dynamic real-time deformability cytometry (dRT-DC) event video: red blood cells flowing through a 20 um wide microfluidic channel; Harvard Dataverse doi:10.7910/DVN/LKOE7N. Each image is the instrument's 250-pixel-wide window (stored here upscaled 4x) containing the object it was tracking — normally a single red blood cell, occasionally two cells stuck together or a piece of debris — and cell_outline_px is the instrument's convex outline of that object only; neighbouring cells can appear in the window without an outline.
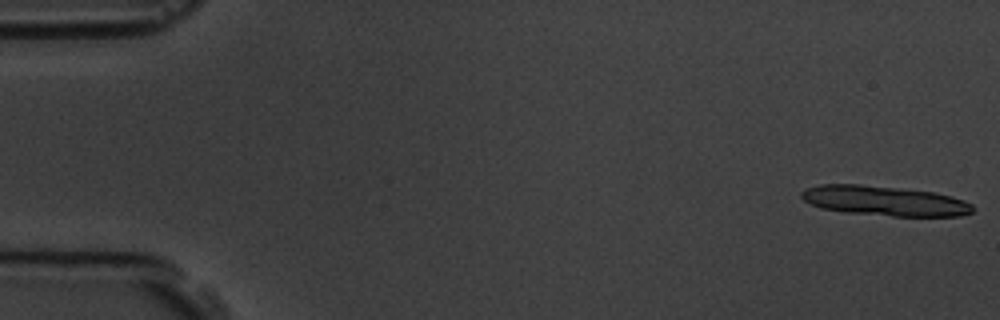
{"species": "common noctule bat (a hibernating species)", "species_latin": "Nyctalus noctula", "temperature_condition": "room temperature", "stored_images_in_passage": 10, "camera_frame_rate_fps": 3000, "um_per_image_px": 0.085, "animal": {"sex": "male", "body_mass_g": 19.5, "forearm_length_mm": 54.6}, "frame": {"image": 1, "passage_image": 1, "time_ms": 0.0, "image_size_px": [1000, 320], "cell_outline_px": [[972, 212], [960, 216], [892, 216], [848, 212], [820, 208], [804, 200], [800, 196], [800, 192], [804, 188], [820, 184], [860, 184], [932, 192], [952, 196], [964, 200], [972, 204]], "centroid_in_image_um": [75.15, 17.06], "position_along_channel_um": 9.8, "area_um2": 29.65}}
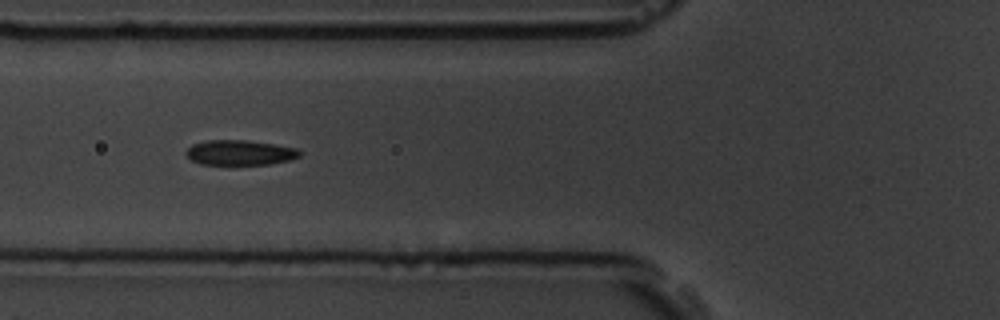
{"frame": {"image": 2, "passage_image": 7, "time_ms": 7.0, "image_size_px": [1000, 320], "cell_outline_px": [[304, 152], [300, 156], [288, 160], [272, 164], [200, 164], [192, 160], [184, 152], [192, 144], [208, 140], [248, 140], [296, 148]], "centroid_in_image_um": [20.4, 12.97], "position_along_channel_um": 105.4, "area_um2": 16.53}}
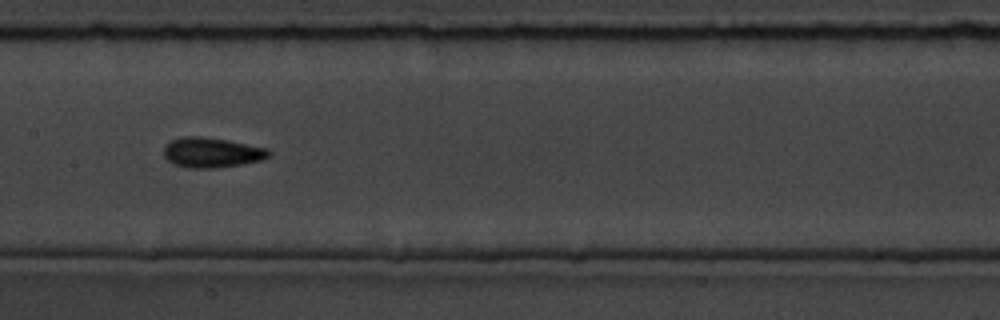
{"frame": {"image": 3, "passage_image": 9, "time_ms": 9.333, "image_size_px": [1000, 320], "cell_outline_px": [[272, 152], [264, 160], [216, 168], [188, 168], [172, 164], [164, 156], [164, 144], [168, 140], [180, 136], [200, 136], [228, 140], [268, 148]], "centroid_in_image_um": [17.96, 12.95], "position_along_channel_um": 189.4, "area_um2": 18.73}}